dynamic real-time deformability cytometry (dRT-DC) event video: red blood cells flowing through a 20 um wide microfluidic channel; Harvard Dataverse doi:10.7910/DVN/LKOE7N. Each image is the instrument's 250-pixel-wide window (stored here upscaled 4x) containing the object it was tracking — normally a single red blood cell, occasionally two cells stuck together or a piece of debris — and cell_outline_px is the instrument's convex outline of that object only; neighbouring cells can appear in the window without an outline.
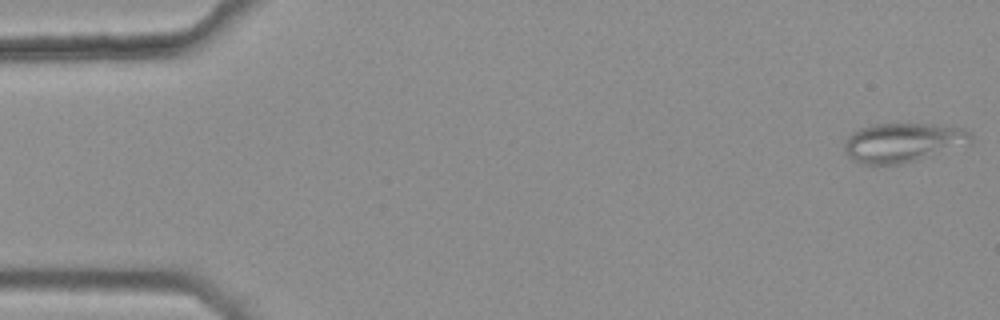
{"species": "common noctule bat (a hibernating species)", "species_latin": "Nyctalus noctula", "temperature_condition": "warm", "stored_images_in_passage": 46, "camera_frame_rate_fps": 3000, "um_per_image_px": 0.085, "animal": {"sex": "female", "body_mass_g": 25.1}, "frame": {"image": 1, "passage_image": 1, "time_ms": 0.0, "image_size_px": [1000, 320], "cell_outline_px": [[976, 140], [972, 144], [920, 160], [900, 164], [860, 164], [852, 160], [844, 152], [844, 140], [852, 132], [860, 128], [872, 124], [932, 124], [964, 128], [972, 132]], "centroid_in_image_um": [76.82, 12.12], "position_along_channel_um": 8.2, "area_um2": 29.77}}
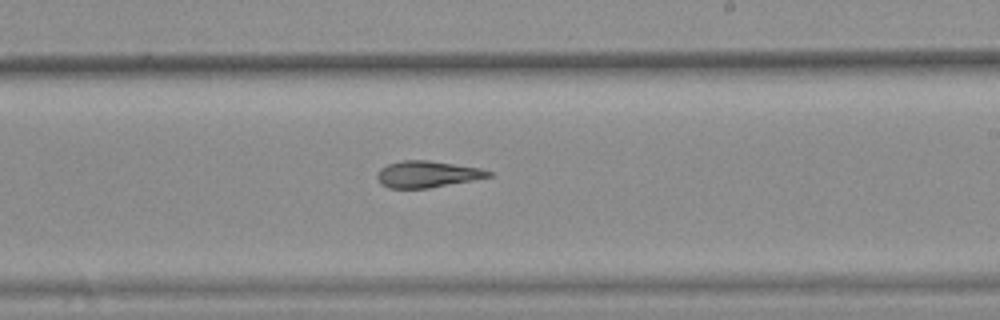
{"frame": {"image": 2, "passage_image": 31, "time_ms": 10.0, "image_size_px": [1000, 320], "cell_outline_px": [[492, 176], [472, 180], [428, 188], [388, 188], [380, 184], [376, 176], [376, 172], [380, 168], [388, 164], [400, 160], [428, 160], [480, 168], [492, 172]], "centroid_in_image_um": [36.26, 14.8], "position_along_channel_um": 252.7, "area_um2": 17.22}}
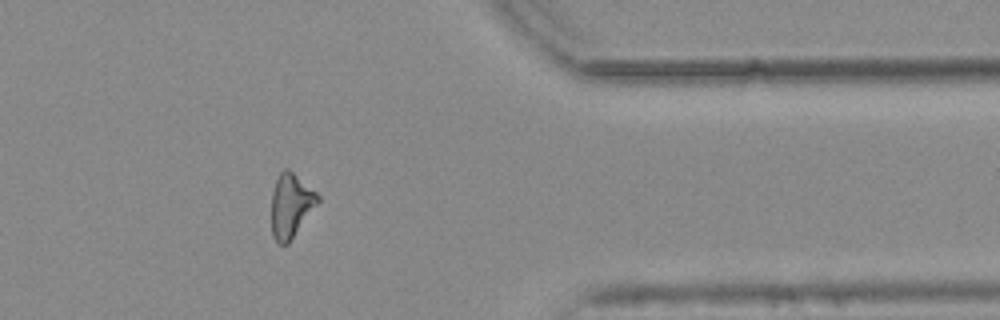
{"frame": {"image": 3, "passage_image": 43, "time_ms": 14.0, "image_size_px": [1000, 320], "cell_outline_px": [[320, 200], [288, 244], [280, 244], [272, 236], [272, 192], [276, 180], [280, 172], [284, 168], [288, 168], [316, 192], [320, 196]], "centroid_in_image_um": [24.72, 17.46], "position_along_channel_um": 386.7, "area_um2": 17.05}, "authors_computed_cell_mechanics": {"area_um2": 18.3226, "velocity_mm_per_s": 3.8013, "shape_relaxation_time_tau1_ms": null, "shape_relaxation_time_tau2_ms": 4.4564, "deformation_change_tau1": null, "deformation_change_tau2": 0.1379}}